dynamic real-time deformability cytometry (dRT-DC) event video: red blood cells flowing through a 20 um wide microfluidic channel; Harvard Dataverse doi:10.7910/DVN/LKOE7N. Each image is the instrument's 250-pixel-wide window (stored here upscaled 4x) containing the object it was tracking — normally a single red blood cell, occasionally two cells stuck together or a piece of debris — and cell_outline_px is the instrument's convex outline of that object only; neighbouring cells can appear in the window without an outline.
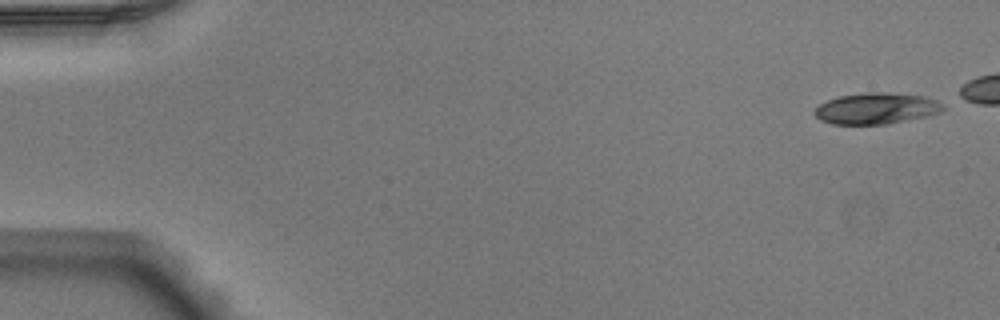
{"species": "Egyptian fruit bat (a non-hibernating species)", "species_latin": "Rousettus aegyptiacus", "temperature_condition": "warm", "stored_images_in_passage": 10, "camera_frame_rate_fps": 3000, "um_per_image_px": 0.085, "animal": {"sex": "male"}, "frame": {"image": 1, "passage_image": 1, "time_ms": 0.0, "image_size_px": [1000, 320], "cell_outline_px": [[944, 108], [940, 112], [928, 116], [888, 124], [832, 124], [820, 120], [812, 112], [820, 104], [828, 100], [840, 96], [864, 92], [884, 92], [924, 96], [936, 100], [944, 104]], "centroid_in_image_um": [74.49, 9.22], "position_along_channel_um": 10.5, "area_um2": 23.41}}